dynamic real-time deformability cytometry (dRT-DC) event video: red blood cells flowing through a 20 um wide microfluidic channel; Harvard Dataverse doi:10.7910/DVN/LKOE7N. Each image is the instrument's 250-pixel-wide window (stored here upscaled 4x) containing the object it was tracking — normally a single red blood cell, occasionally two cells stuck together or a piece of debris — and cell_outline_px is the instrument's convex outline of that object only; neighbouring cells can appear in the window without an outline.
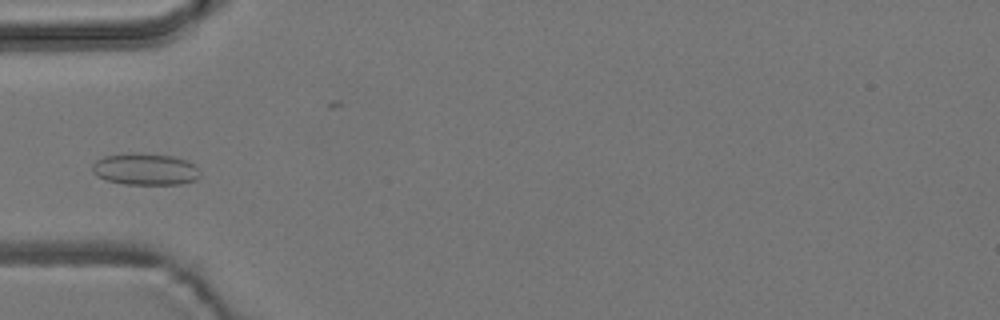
{"species": "common noctule bat (a hibernating species)", "species_latin": "Nyctalus noctula", "temperature_condition": "room temperature", "stored_images_in_passage": 5, "camera_frame_rate_fps": 3000, "um_per_image_px": 0.085, "animal": {"sex": "male", "body_mass_g": 19.2, "forearm_length_mm": 51.8}, "frame": {"image": 1, "passage_image": 4, "time_ms": 3.333, "image_size_px": [1000, 320], "cell_outline_px": [[200, 176], [196, 180], [180, 184], [124, 184], [108, 180], [96, 176], [92, 172], [92, 164], [96, 160], [104, 156], [128, 152], [136, 152], [172, 156], [188, 160], [200, 172]], "centroid_in_image_um": [12.32, 14.37], "position_along_channel_um": 72.7, "area_um2": 20.11}}